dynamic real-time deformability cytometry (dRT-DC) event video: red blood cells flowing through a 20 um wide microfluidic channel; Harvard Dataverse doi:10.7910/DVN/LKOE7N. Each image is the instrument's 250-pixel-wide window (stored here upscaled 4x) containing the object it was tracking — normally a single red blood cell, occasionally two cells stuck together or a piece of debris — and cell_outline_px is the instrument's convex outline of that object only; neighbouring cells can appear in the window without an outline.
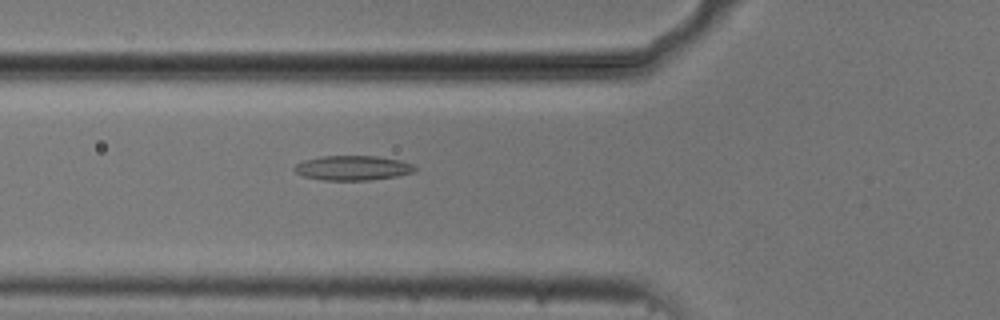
{"species": "common noctule bat (a hibernating species)", "species_latin": "Nyctalus noctula", "temperature_condition": "cold", "stored_images_in_passage": 34, "camera_frame_rate_fps": 3000, "um_per_image_px": 0.085, "animal": {"sex": "male", "body_mass_g": 20.5, "forearm_length_mm": 52.5}, "frame": {"image": 1, "passage_image": 5, "time_ms": 1.333, "image_size_px": [1000, 320], "cell_outline_px": [[416, 172], [396, 176], [368, 180], [324, 180], [304, 176], [296, 172], [292, 168], [296, 164], [304, 160], [320, 156], [376, 156], [400, 160], [412, 164], [416, 168]], "centroid_in_image_um": [29.98, 14.27], "position_along_channel_um": 95.8, "area_um2": 17.28}}
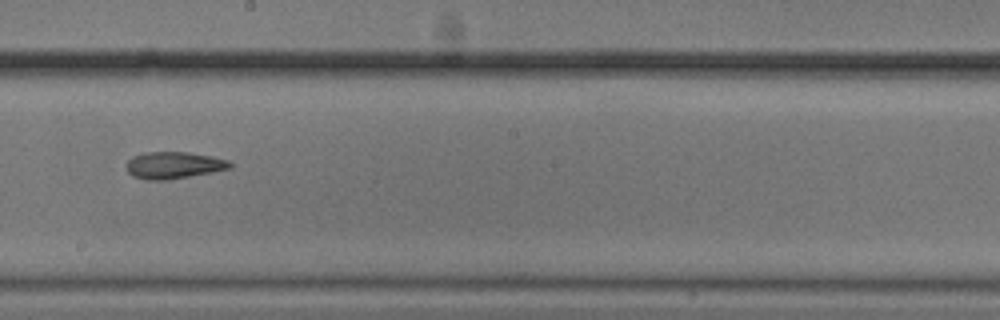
{"frame": {"image": 2, "passage_image": 16, "time_ms": 5.0, "image_size_px": [1000, 320], "cell_outline_px": [[232, 168], [212, 172], [168, 180], [148, 180], [132, 176], [128, 172], [124, 164], [132, 156], [144, 152], [188, 152], [212, 156], [228, 160], [232, 164]], "centroid_in_image_um": [14.73, 14.04], "position_along_channel_um": 233.5, "area_um2": 16.42}}
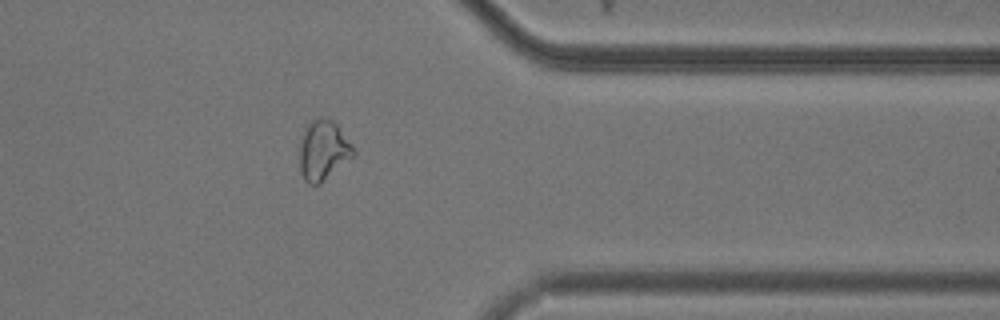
{"frame": {"image": 3, "passage_image": 29, "time_ms": 9.333, "image_size_px": [1000, 320], "cell_outline_px": [[356, 152], [352, 156], [320, 184], [308, 184], [304, 180], [300, 172], [300, 136], [308, 124], [316, 116], [320, 116], [332, 120], [336, 124], [352, 144]], "centroid_in_image_um": [27.44, 12.76], "position_along_channel_um": 384.0, "area_um2": 18.73}}